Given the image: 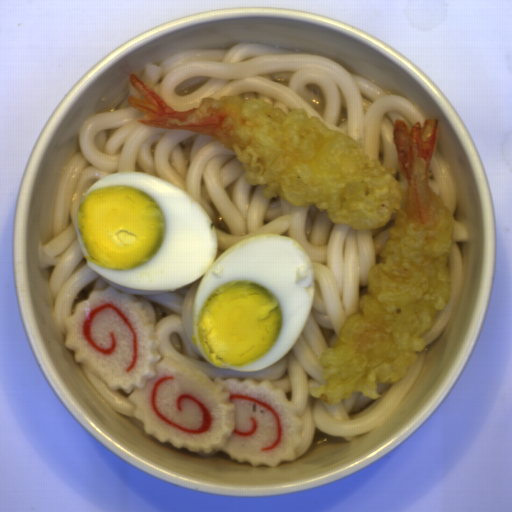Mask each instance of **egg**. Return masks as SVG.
<instances>
[{"mask_svg": "<svg viewBox=\"0 0 512 512\" xmlns=\"http://www.w3.org/2000/svg\"><path fill=\"white\" fill-rule=\"evenodd\" d=\"M74 229L88 267L118 286L167 292L203 277L191 337L214 368L273 366L310 317L316 275L299 240L248 237L216 258L218 234L205 207L156 175L99 179L80 200Z\"/></svg>", "mask_w": 512, "mask_h": 512, "instance_id": "1", "label": "egg"}]
</instances>
